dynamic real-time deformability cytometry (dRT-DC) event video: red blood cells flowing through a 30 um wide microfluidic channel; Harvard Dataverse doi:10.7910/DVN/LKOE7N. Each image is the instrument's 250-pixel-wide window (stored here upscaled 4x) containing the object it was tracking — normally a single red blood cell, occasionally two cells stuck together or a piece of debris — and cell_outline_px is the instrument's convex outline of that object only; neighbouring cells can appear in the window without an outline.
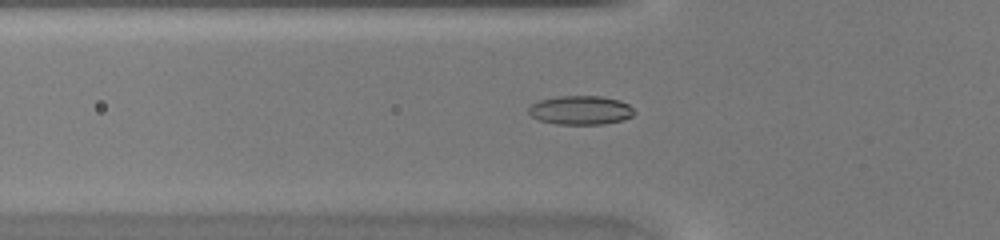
{"species": "common noctule bat (a hibernating species)", "species_latin": "Nyctalus noctula", "temperature_condition": "warm", "stored_images_in_passage": 43, "camera_frame_rate_fps": 3000, "um_per_image_px": 0.085, "animal": {"sex": "female", "body_mass_g": 20.0, "forearm_length_mm": 54.0}, "frame": {"image": 1, "passage_image": 16, "time_ms": 5.0, "image_size_px": [1000, 240], "cell_outline_px": [[636, 112], [632, 116], [624, 120], [604, 124], [556, 124], [540, 120], [532, 116], [528, 112], [528, 108], [532, 104], [540, 100], [556, 96], [600, 96], [620, 100], [628, 104]], "centroid_in_image_um": [49.37, 9.36], "position_along_channel_um": 76.4, "area_um2": 17.86}}
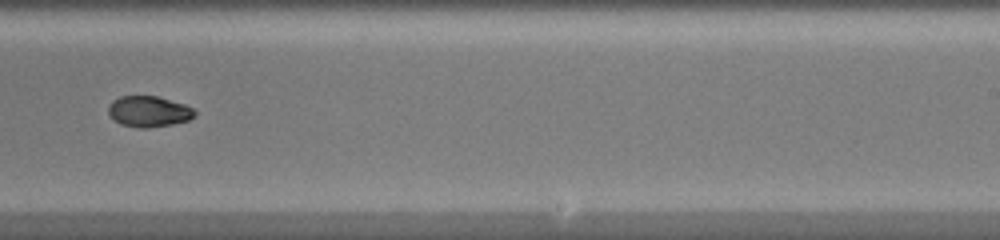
{"frame": {"image": 2, "passage_image": 29, "time_ms": 9.333, "image_size_px": [1000, 240], "cell_outline_px": [[196, 116], [188, 120], [172, 124], [148, 128], [140, 128], [120, 124], [108, 112], [108, 108], [112, 100], [120, 96], [156, 96], [184, 104], [196, 108]], "centroid_in_image_um": [12.68, 9.47], "position_along_channel_um": 276.3, "area_um2": 15.55}}
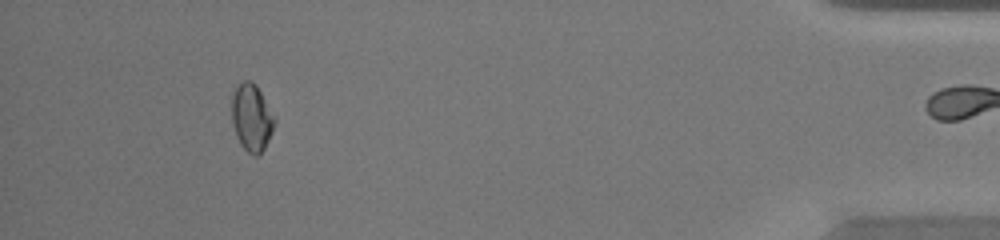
{"frame": {"image": 3, "passage_image": 42, "time_ms": 13.667, "image_size_px": [1000, 240], "cell_outline_px": [[276, 120], [272, 132], [264, 148], [256, 156], [252, 156], [240, 144], [236, 136], [232, 124], [232, 96], [236, 88], [244, 80], [252, 80], [256, 84], [276, 116]], "centroid_in_image_um": [21.4, 9.98], "position_along_channel_um": 413.8, "area_um2": 16.88}}